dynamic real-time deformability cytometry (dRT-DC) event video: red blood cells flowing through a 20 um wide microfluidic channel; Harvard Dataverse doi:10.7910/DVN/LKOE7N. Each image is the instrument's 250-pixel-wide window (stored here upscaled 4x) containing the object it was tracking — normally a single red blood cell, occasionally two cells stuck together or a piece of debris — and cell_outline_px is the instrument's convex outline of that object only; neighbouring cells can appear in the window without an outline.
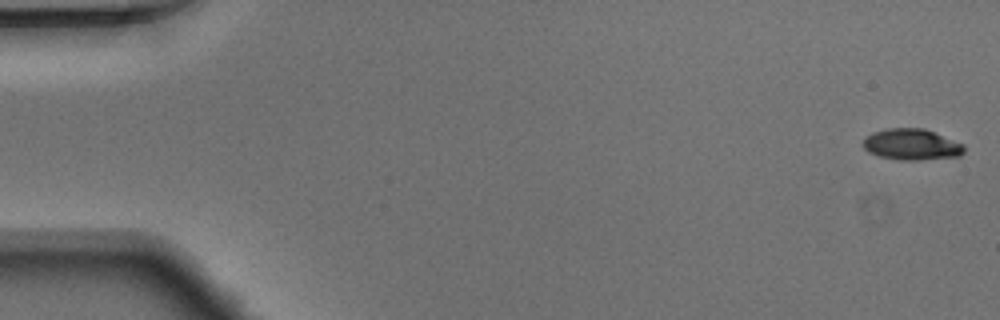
{"species": "Egyptian fruit bat (a non-hibernating species)", "species_latin": "Rousettus aegyptiacus", "temperature_condition": "warm", "stored_images_in_passage": 48, "camera_frame_rate_fps": 3000, "um_per_image_px": 0.085, "animal": {"sex": "male"}, "frame": {"image": 1, "passage_image": 1, "time_ms": 0.0, "image_size_px": [1000, 320], "cell_outline_px": [[964, 152], [960, 156], [920, 160], [900, 160], [880, 156], [868, 152], [864, 148], [864, 140], [872, 132], [888, 128], [924, 128], [964, 144]], "centroid_in_image_um": [77.51, 12.28], "position_along_channel_um": 7.5, "area_um2": 18.26}}
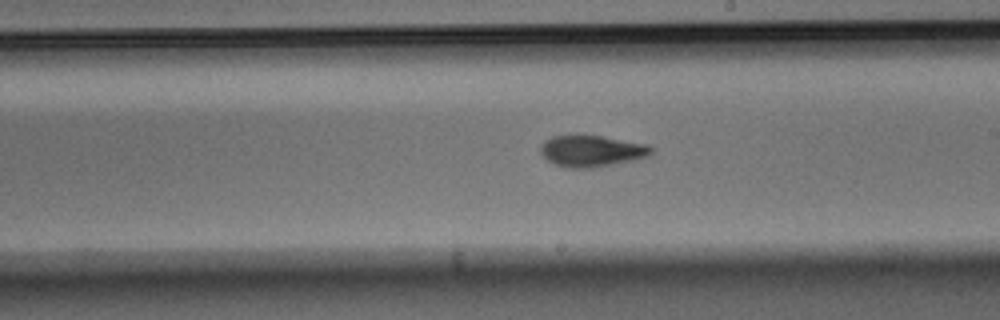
{"frame": {"image": 2, "passage_image": 28, "time_ms": 9.0, "image_size_px": [1000, 320], "cell_outline_px": [[652, 152], [648, 156], [636, 160], [592, 168], [572, 168], [556, 164], [548, 160], [540, 152], [540, 144], [544, 140], [552, 136], [576, 132], [648, 144], [652, 148]], "centroid_in_image_um": [50.26, 12.79], "position_along_channel_um": 238.7, "area_um2": 20.81}}
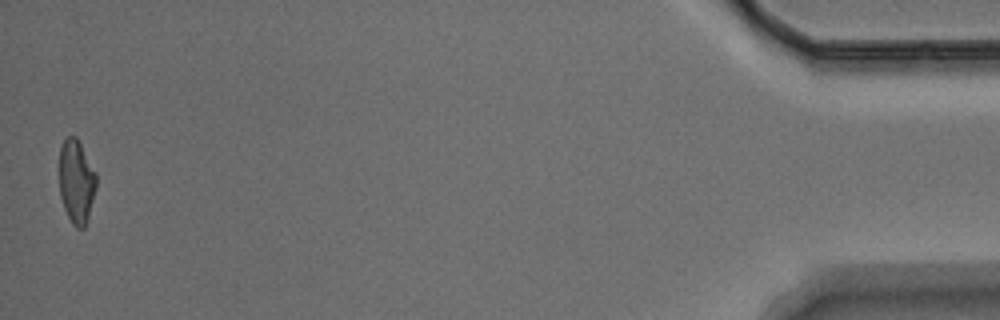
{"frame": {"image": 3, "passage_image": 48, "time_ms": 15.667, "image_size_px": [1000, 320], "cell_outline_px": [[96, 188], [88, 216], [84, 228], [76, 228], [72, 224], [64, 208], [60, 196], [60, 148], [64, 140], [68, 136], [76, 136], [96, 172]], "centroid_in_image_um": [6.49, 15.43], "position_along_channel_um": 428.7, "area_um2": 17.86}}